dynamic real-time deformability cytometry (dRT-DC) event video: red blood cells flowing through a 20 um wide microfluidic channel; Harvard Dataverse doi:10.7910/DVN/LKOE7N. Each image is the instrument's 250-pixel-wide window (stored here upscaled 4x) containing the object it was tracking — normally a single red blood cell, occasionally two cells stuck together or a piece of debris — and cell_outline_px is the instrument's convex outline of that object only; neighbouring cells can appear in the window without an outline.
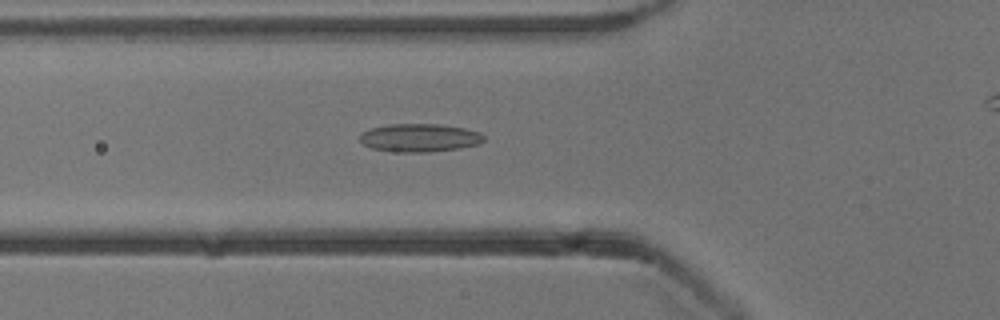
{"species": "common noctule bat (a hibernating species)", "species_latin": "Nyctalus noctula", "temperature_condition": "cold", "stored_images_in_passage": 47, "camera_frame_rate_fps": 3000, "um_per_image_px": 0.085, "animal": {"sex": "male", "body_mass_g": 13.3}, "frame": {"image": 1, "passage_image": 19, "time_ms": 6.0, "image_size_px": [1000, 320], "cell_outline_px": [[484, 140], [480, 144], [460, 148], [428, 152], [404, 152], [372, 148], [364, 144], [360, 140], [360, 132], [368, 128], [388, 124], [436, 124], [464, 128], [480, 132], [484, 136]], "centroid_in_image_um": [35.66, 11.7], "position_along_channel_um": 90.1, "area_um2": 20.35}}
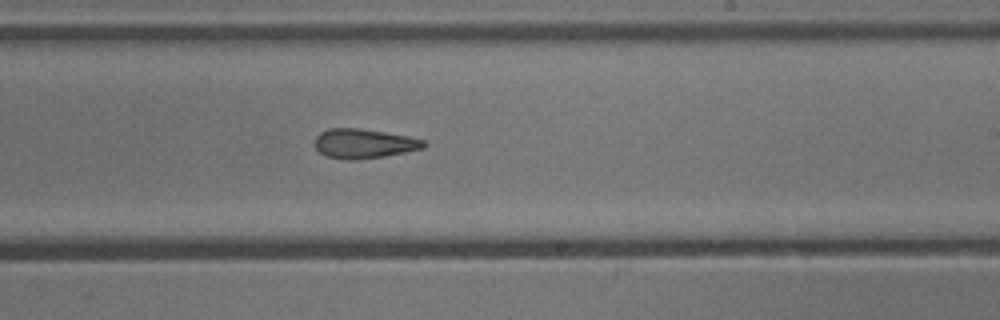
{"frame": {"image": 2, "passage_image": 32, "time_ms": 10.333, "image_size_px": [1000, 320], "cell_outline_px": [[424, 148], [384, 156], [352, 160], [348, 160], [328, 156], [320, 152], [316, 148], [316, 136], [320, 132], [328, 128], [356, 128], [384, 132], [408, 136], [424, 140]], "centroid_in_image_um": [30.91, 12.2], "position_along_channel_um": 258.1, "area_um2": 18.38}}
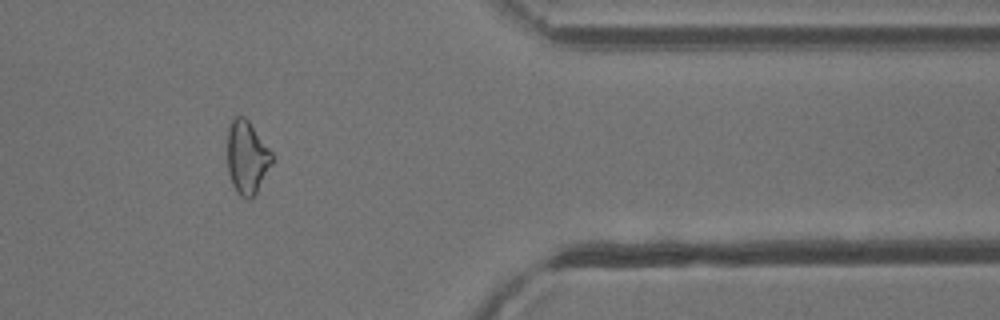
{"frame": {"image": 3, "passage_image": 44, "time_ms": 14.333, "image_size_px": [1000, 320], "cell_outline_px": [[272, 164], [256, 192], [248, 200], [240, 196], [236, 192], [232, 184], [228, 172], [228, 128], [232, 120], [236, 116], [244, 116], [248, 120], [272, 152]], "centroid_in_image_um": [20.98, 13.38], "position_along_channel_um": 390.4, "area_um2": 18.84}}